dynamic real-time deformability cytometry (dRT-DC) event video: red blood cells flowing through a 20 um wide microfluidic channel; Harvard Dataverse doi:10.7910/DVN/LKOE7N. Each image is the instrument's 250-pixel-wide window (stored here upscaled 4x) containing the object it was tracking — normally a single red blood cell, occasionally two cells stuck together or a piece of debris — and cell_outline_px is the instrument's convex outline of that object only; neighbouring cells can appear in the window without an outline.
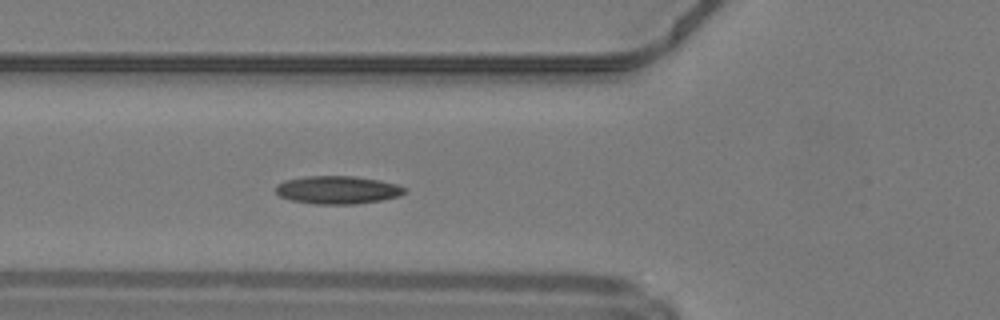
{"species": "common noctule bat (a hibernating species)", "species_latin": "Nyctalus noctula", "temperature_condition": "warm", "stored_images_in_passage": 46, "camera_frame_rate_fps": 3000, "um_per_image_px": 0.085, "animal": {"sex": "male", "body_mass_g": 19.2, "forearm_length_mm": 51.8}, "frame": {"image": 1, "passage_image": 14, "time_ms": 4.333, "image_size_px": [1000, 320], "cell_outline_px": [[404, 192], [400, 196], [380, 200], [356, 204], [316, 204], [292, 200], [280, 196], [276, 192], [276, 184], [284, 180], [308, 176], [352, 176], [380, 180], [396, 184], [404, 188]], "centroid_in_image_um": [28.67, 16.14], "position_along_channel_um": 97.1, "area_um2": 20.87}}